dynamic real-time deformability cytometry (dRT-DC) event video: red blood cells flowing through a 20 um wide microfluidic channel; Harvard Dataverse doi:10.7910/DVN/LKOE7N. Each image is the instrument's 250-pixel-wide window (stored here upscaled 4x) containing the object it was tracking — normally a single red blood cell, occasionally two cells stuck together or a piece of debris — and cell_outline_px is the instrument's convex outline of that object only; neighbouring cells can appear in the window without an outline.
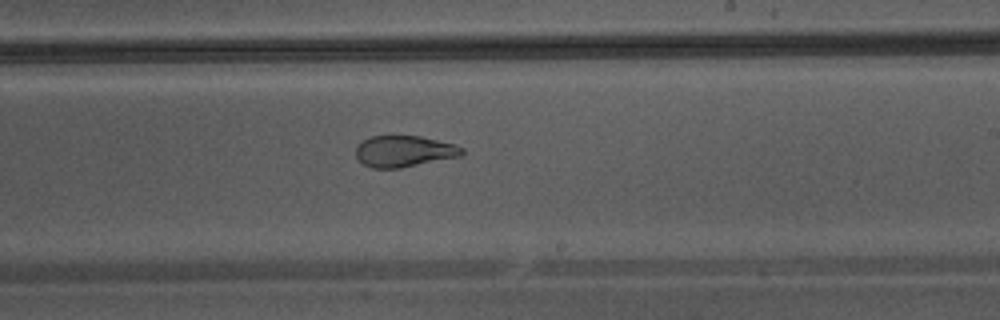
{"species": "Egyptian fruit bat (a non-hibernating species)", "species_latin": "Rousettus aegyptiacus", "temperature_condition": "warm", "stored_images_in_passage": 42, "camera_frame_rate_fps": 3000, "um_per_image_px": 0.085, "animal": {"sex": "male"}, "frame": {"image": 1, "passage_image": 24, "time_ms": 7.667, "image_size_px": [1000, 320], "cell_outline_px": [[464, 152], [460, 156], [400, 168], [372, 168], [364, 164], [356, 156], [356, 148], [368, 136], [420, 136], [452, 144], [464, 148]], "centroid_in_image_um": [34.33, 12.86], "position_along_channel_um": 254.7, "area_um2": 19.07}}